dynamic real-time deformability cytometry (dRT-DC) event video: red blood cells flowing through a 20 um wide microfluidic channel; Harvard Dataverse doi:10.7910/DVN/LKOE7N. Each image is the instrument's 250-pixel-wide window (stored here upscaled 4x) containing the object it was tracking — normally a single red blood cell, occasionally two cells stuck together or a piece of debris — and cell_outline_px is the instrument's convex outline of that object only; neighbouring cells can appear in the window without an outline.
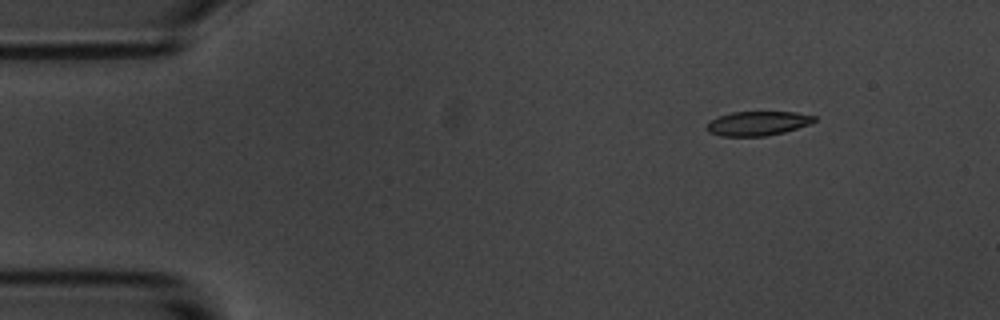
{"species": "common noctule bat (a hibernating species)", "species_latin": "Nyctalus noctula", "temperature_condition": "room temperature", "stored_images_in_passage": 7, "camera_frame_rate_fps": 3000, "um_per_image_px": 0.085, "animal": {"sex": "male", "body_mass_g": 20.1, "forearm_length_mm": 53.5}, "frame": {"image": 1, "passage_image": 2, "time_ms": 1.0, "image_size_px": [1000, 320], "cell_outline_px": [[816, 120], [812, 124], [784, 132], [768, 136], [720, 136], [708, 132], [704, 128], [712, 120], [720, 116], [732, 112], [796, 112], [816, 116]], "centroid_in_image_um": [64.43, 10.49], "position_along_channel_um": 20.6, "area_um2": 15.32}}
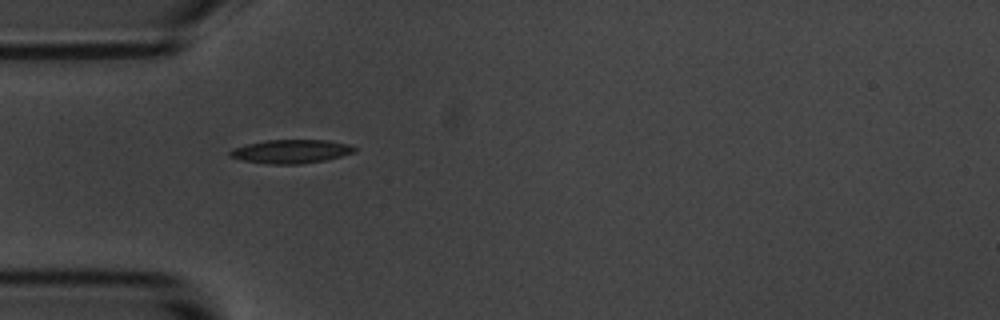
{"frame": {"image": 2, "passage_image": 5, "time_ms": 4.333, "image_size_px": [1000, 320], "cell_outline_px": [[356, 152], [324, 160], [300, 164], [268, 164], [244, 160], [228, 156], [228, 152], [232, 148], [248, 144], [268, 140], [328, 140], [348, 144], [356, 148]], "centroid_in_image_um": [24.73, 12.87], "position_along_channel_um": 60.3, "area_um2": 17.05}}
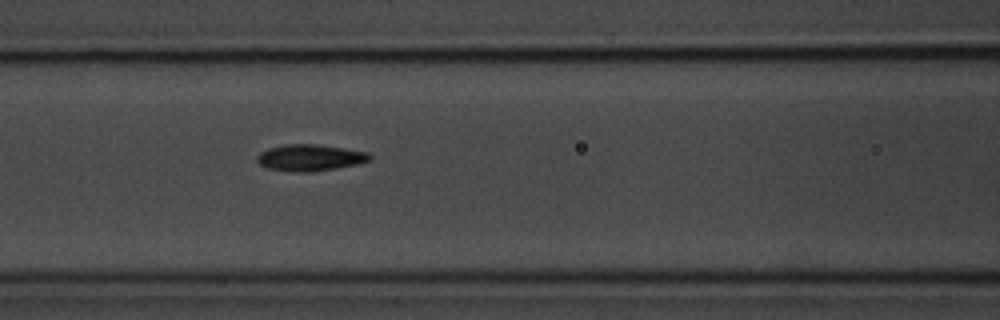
{"frame": {"image": 3, "passage_image": 7, "time_ms": 6.667, "image_size_px": [1000, 320], "cell_outline_px": [[372, 156], [368, 160], [356, 164], [336, 168], [312, 172], [296, 172], [268, 168], [260, 164], [256, 160], [256, 156], [260, 152], [268, 148], [288, 144], [316, 144], [344, 148], [368, 152]], "centroid_in_image_um": [26.32, 13.4], "position_along_channel_um": 140.3, "area_um2": 17.28}}